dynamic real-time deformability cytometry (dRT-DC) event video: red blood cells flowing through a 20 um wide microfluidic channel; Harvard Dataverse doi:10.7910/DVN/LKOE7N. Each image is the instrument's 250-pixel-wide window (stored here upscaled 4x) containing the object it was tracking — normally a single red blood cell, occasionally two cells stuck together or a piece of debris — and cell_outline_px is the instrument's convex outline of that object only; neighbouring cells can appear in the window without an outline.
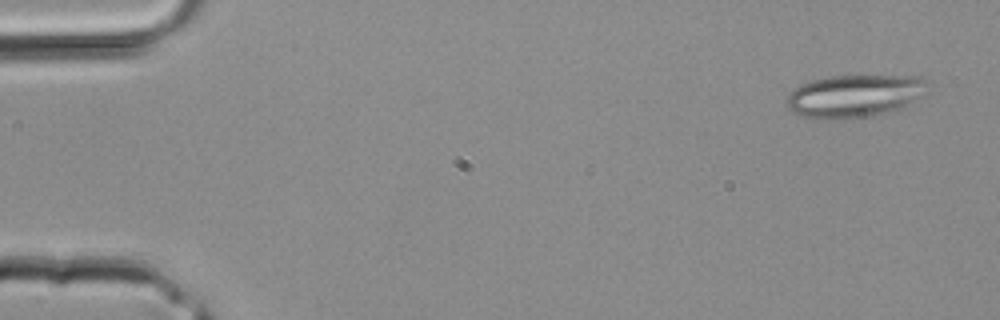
{"species": "common noctule bat (a hibernating species)", "species_latin": "Nyctalus noctula", "temperature_condition": "room temperature", "stored_images_in_passage": 3, "camera_frame_rate_fps": 3000, "um_per_image_px": 0.085, "animal": {"sex": "male", "body_mass_g": 20.4}, "frame": {"image": 1, "passage_image": 1, "time_ms": 0.0, "image_size_px": [1000, 320], "cell_outline_px": [[928, 92], [900, 108], [868, 116], [828, 120], [824, 120], [800, 116], [792, 112], [788, 108], [784, 100], [788, 92], [792, 88], [800, 84], [812, 80], [828, 76], [920, 76], [928, 80]], "centroid_in_image_um": [72.57, 8.15], "position_along_channel_um": 12.4, "area_um2": 35.43}}